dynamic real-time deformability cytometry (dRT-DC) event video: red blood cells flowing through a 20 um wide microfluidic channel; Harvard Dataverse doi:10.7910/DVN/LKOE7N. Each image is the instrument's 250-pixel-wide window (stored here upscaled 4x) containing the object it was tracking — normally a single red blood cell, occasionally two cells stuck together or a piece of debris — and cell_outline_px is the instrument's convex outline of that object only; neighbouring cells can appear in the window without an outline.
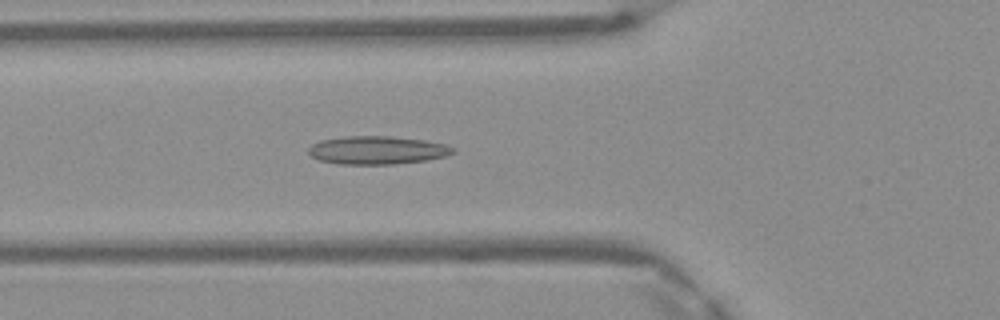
{"species": "Egyptian fruit bat (a non-hibernating species)", "species_latin": "Rousettus aegyptiacus", "temperature_condition": "warm", "stored_images_in_passage": 46, "camera_frame_rate_fps": 3000, "um_per_image_px": 0.085, "frame": {"image": 1, "passage_image": 15, "time_ms": 4.667, "image_size_px": [1000, 320], "cell_outline_px": [[456, 152], [448, 156], [428, 160], [396, 164], [336, 164], [320, 160], [312, 156], [308, 152], [308, 148], [312, 144], [320, 140], [348, 136], [392, 136], [424, 140], [448, 144], [456, 148]], "centroid_in_image_um": [32.13, 12.76], "position_along_channel_um": 93.7, "area_um2": 24.04}}
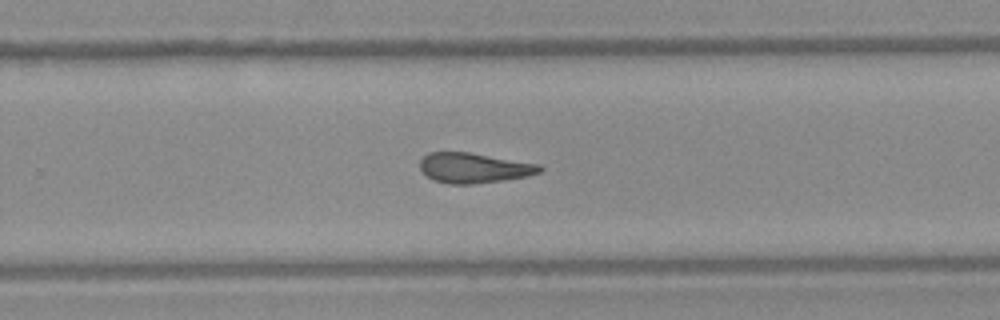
{"frame": {"image": 2, "passage_image": 29, "time_ms": 9.333, "image_size_px": [1000, 320], "cell_outline_px": [[544, 168], [540, 172], [528, 176], [504, 180], [472, 184], [448, 184], [432, 180], [420, 168], [420, 160], [428, 152], [468, 152], [540, 164]], "centroid_in_image_um": [40.29, 14.27], "position_along_channel_um": 289.5, "area_um2": 21.04}}
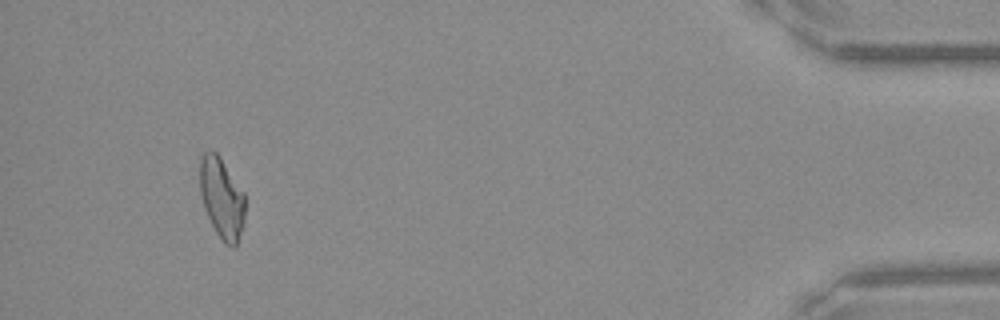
{"frame": {"image": 3, "passage_image": 43, "time_ms": 14.0, "image_size_px": [1000, 320], "cell_outline_px": [[244, 220], [236, 248], [232, 248], [224, 244], [216, 232], [204, 208], [200, 192], [200, 156], [204, 152], [212, 148], [220, 156], [244, 192]], "centroid_in_image_um": [18.84, 16.82], "position_along_channel_um": 416.4, "area_um2": 21.44}, "authors_computed_cell_mechanics": {"area_um2": 21.7617, "velocity_mm_per_s": 4.1805, "shape_relaxation_time_tau1_ms": null, "shape_relaxation_time_tau2_ms": 4.5914, "deformation_change_tau1": null, "deformation_change_tau2": 0.1548}}